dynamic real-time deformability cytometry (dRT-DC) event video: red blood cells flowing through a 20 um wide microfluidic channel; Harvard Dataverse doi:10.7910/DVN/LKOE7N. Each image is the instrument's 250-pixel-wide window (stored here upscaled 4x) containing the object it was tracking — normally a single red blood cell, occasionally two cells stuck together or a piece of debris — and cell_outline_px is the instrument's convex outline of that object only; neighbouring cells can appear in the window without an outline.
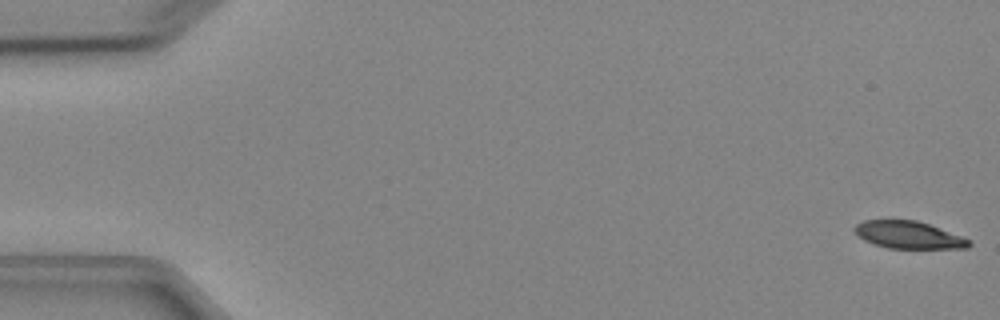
{"species": "Egyptian fruit bat (a non-hibernating species)", "species_latin": "Rousettus aegyptiacus", "temperature_condition": "cold", "stored_images_in_passage": 5, "camera_frame_rate_fps": 3000, "um_per_image_px": 0.085, "animal": {"sex": "female"}, "frame": {"image": 1, "passage_image": 1, "time_ms": 0.0, "image_size_px": [1000, 320], "cell_outline_px": [[972, 244], [968, 248], [888, 248], [864, 240], [852, 228], [856, 224], [864, 220], [916, 220], [928, 224], [972, 240]], "centroid_in_image_um": [77.24, 19.97], "position_along_channel_um": 7.8, "area_um2": 18.03}}